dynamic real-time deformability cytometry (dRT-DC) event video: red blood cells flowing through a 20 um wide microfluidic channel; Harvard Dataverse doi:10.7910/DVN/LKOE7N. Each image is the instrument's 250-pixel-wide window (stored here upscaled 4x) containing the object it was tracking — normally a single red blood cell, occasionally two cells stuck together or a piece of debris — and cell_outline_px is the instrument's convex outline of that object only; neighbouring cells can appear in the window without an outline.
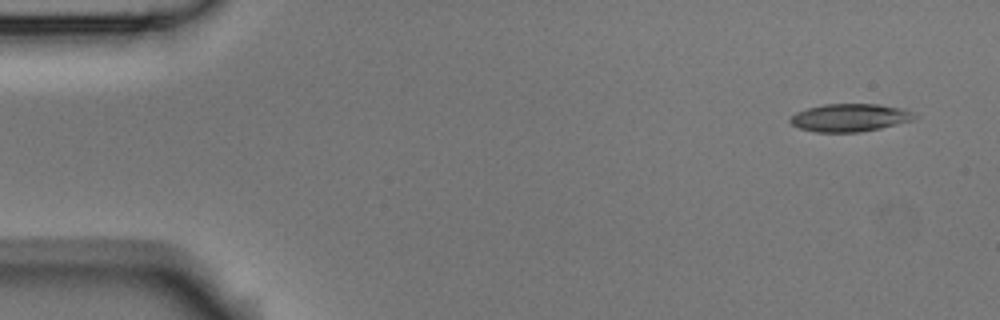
{"species": "Egyptian fruit bat (a non-hibernating species)", "species_latin": "Rousettus aegyptiacus", "temperature_condition": "room temperature", "stored_images_in_passage": 4, "camera_frame_rate_fps": 3000, "um_per_image_px": 0.085, "animal": {"sex": "male"}, "frame": {"image": 1, "passage_image": 1, "time_ms": 0.0, "image_size_px": [1000, 320], "cell_outline_px": [[920, 116], [912, 120], [880, 128], [860, 132], [816, 132], [800, 128], [792, 124], [788, 120], [796, 112], [808, 108], [824, 104], [880, 104], [904, 108], [916, 112]], "centroid_in_image_um": [72.29, 9.99], "position_along_channel_um": 12.7, "area_um2": 20.29}}
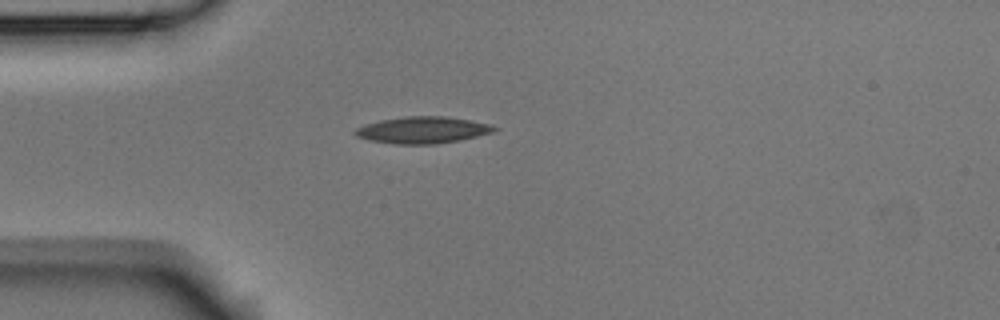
{"frame": {"image": 2, "passage_image": 4, "time_ms": 1.0, "image_size_px": [1000, 320], "cell_outline_px": [[500, 128], [496, 132], [460, 140], [436, 144], [396, 144], [368, 140], [356, 136], [352, 132], [356, 128], [364, 124], [380, 120], [408, 116], [444, 116], [492, 124]], "centroid_in_image_um": [35.95, 11.05], "position_along_channel_um": 49.1, "area_um2": 21.85}}